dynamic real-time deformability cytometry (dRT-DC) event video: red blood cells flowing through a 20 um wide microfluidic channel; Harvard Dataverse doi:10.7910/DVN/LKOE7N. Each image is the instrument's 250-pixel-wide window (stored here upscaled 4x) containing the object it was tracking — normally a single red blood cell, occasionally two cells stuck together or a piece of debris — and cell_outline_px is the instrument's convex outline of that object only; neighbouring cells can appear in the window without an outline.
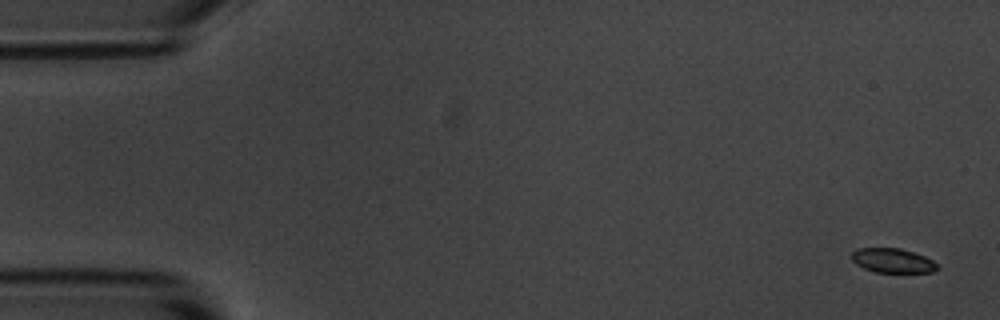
{"species": "common noctule bat (a hibernating species)", "species_latin": "Nyctalus noctula", "temperature_condition": "room temperature", "stored_images_in_passage": 5, "camera_frame_rate_fps": 3000, "um_per_image_px": 0.085, "animal": {"sex": "male", "body_mass_g": 20.1, "forearm_length_mm": 53.5}, "frame": {"image": 1, "passage_image": 1, "time_ms": 0.0, "image_size_px": [1000, 320], "cell_outline_px": [[940, 268], [936, 272], [876, 272], [864, 268], [856, 264], [852, 260], [852, 252], [856, 248], [900, 248], [924, 256], [932, 260]], "centroid_in_image_um": [75.88, 22.15], "position_along_channel_um": 9.1, "area_um2": 12.14}}
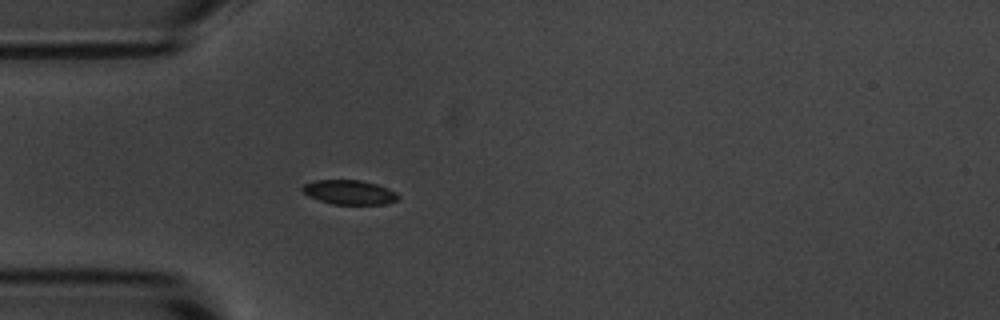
{"frame": {"image": 2, "passage_image": 5, "time_ms": 4.667, "image_size_px": [1000, 320], "cell_outline_px": [[400, 196], [396, 200], [384, 204], [332, 204], [308, 196], [300, 192], [300, 188], [304, 184], [316, 180], [360, 180], [376, 184], [388, 188], [396, 192]], "centroid_in_image_um": [29.65, 16.34], "position_along_channel_um": 55.3, "area_um2": 13.64}}